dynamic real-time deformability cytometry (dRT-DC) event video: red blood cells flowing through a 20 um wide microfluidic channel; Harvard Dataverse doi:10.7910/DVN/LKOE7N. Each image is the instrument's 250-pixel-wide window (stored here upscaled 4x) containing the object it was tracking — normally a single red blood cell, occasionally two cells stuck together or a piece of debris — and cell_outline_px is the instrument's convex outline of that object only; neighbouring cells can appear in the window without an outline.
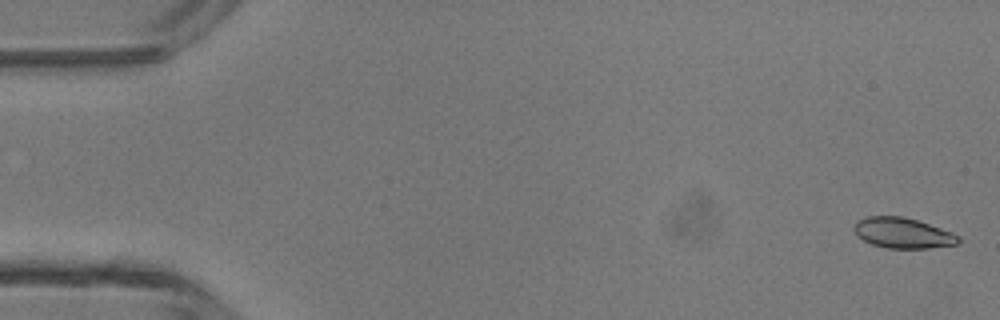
{"species": "common noctule bat (a hibernating species)", "species_latin": "Nyctalus noctula", "temperature_condition": "room temperature", "stored_images_in_passage": 48, "camera_frame_rate_fps": 3000, "um_per_image_px": 0.085, "animal": {"sex": "male", "body_mass_g": 13.3}, "frame": {"image": 1, "passage_image": 1, "time_ms": 0.0, "image_size_px": [1000, 320], "cell_outline_px": [[960, 240], [956, 244], [928, 248], [888, 248], [872, 244], [856, 236], [852, 228], [856, 220], [868, 216], [904, 216], [952, 232], [960, 236]], "centroid_in_image_um": [76.69, 19.79], "position_along_channel_um": 8.3, "area_um2": 18.55}}
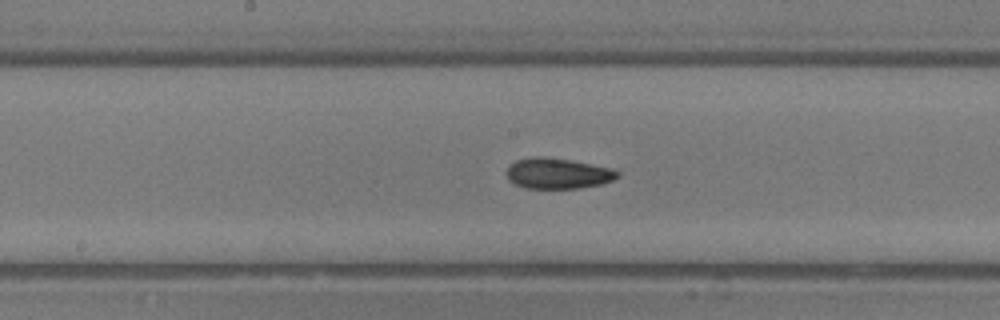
{"frame": {"image": 2, "passage_image": 24, "time_ms": 7.667, "image_size_px": [1000, 320], "cell_outline_px": [[620, 176], [612, 180], [600, 184], [580, 188], [524, 188], [508, 180], [508, 168], [516, 160], [532, 156], [544, 156], [568, 160], [612, 168], [620, 172]], "centroid_in_image_um": [47.42, 14.74], "position_along_channel_um": 200.8, "area_um2": 19.65}}
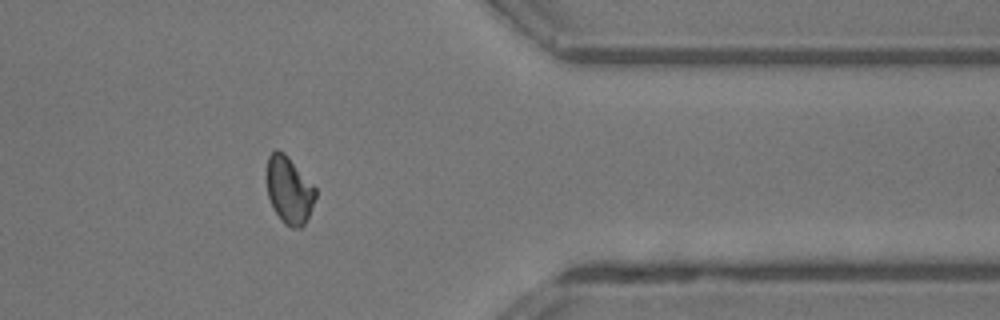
{"frame": {"image": 3, "passage_image": 38, "time_ms": 12.333, "image_size_px": [1000, 320], "cell_outline_px": [[316, 196], [312, 208], [304, 224], [300, 228], [292, 228], [284, 224], [276, 212], [268, 196], [268, 156], [276, 148], [284, 152], [288, 156], [316, 188]], "centroid_in_image_um": [24.6, 16.16], "position_along_channel_um": 386.8, "area_um2": 18.79}, "authors_computed_cell_mechanics": {"area_um2": 19.2474, "velocity_mm_per_s": 4.3703, "shape_relaxation_time_tau1_ms": 7.6977, "shape_relaxation_time_tau2_ms": 3.0367, "deformation_change_tau1": 0.1752, "deformation_change_tau2": 0.0733}}